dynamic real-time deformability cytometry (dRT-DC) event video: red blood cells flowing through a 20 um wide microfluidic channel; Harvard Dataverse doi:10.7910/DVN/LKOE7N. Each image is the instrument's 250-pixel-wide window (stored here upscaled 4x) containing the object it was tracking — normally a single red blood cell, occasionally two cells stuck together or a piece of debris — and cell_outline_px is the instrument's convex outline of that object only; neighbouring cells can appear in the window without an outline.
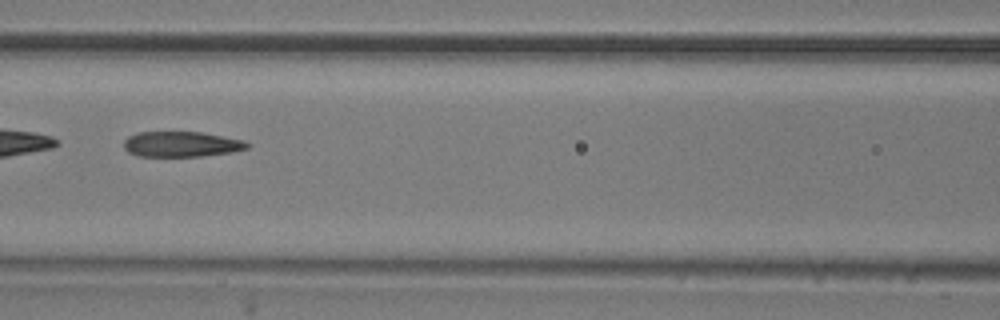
{"species": "common noctule bat (a hibernating species)", "species_latin": "Nyctalus noctula", "temperature_condition": "room temperature", "stored_images_in_passage": 42, "camera_frame_rate_fps": 3000, "um_per_image_px": 0.085, "animal": {"sex": "male", "body_mass_g": 20.5, "forearm_length_mm": 52.5}, "frame": {"image": 1, "passage_image": 13, "time_ms": 4.0, "image_size_px": [1000, 320], "cell_outline_px": [[252, 144], [248, 148], [232, 152], [200, 156], [136, 156], [128, 152], [124, 148], [124, 140], [128, 136], [136, 132], [200, 132], [244, 140]], "centroid_in_image_um": [15.41, 12.25], "position_along_channel_um": 151.2, "area_um2": 18.32}, "authors_computed_cell_mechanics": {"area_um2": 19.8254, "velocity_mm_per_s": 3.6985, "shape_relaxation_time_tau1_ms": 6.7871, "shape_relaxation_time_tau2_ms": 1.8436, "deformation_change_tau1": 0.2045, "deformation_change_tau2": 0.0973}}